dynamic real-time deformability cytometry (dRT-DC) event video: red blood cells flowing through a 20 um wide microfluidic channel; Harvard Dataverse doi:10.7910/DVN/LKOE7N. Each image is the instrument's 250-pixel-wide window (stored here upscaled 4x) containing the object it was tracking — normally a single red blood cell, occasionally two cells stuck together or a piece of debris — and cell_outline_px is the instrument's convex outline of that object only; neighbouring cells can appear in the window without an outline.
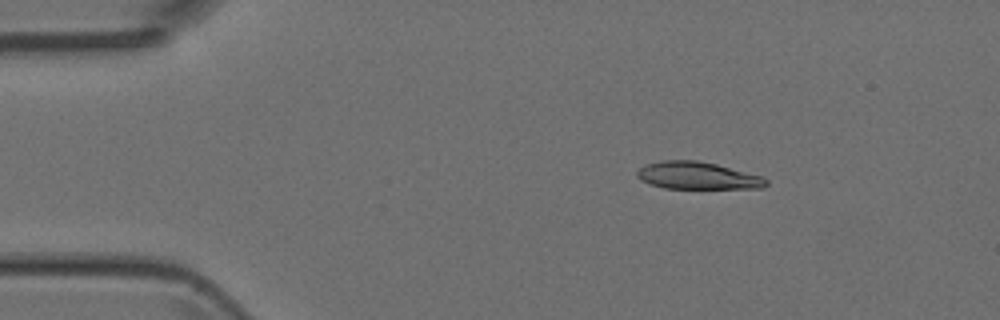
{"species": "Egyptian fruit bat (a non-hibernating species)", "species_latin": "Rousettus aegyptiacus", "temperature_condition": "room temperature", "stored_images_in_passage": 4, "camera_frame_rate_fps": 3000, "um_per_image_px": 0.085, "animal": {"sex": "female"}, "frame": {"image": 1, "passage_image": 3, "time_ms": 2.0, "image_size_px": [1000, 320], "cell_outline_px": [[768, 184], [764, 188], [664, 188], [640, 180], [636, 176], [636, 172], [644, 164], [660, 160], [696, 160], [716, 164], [760, 176], [768, 180]], "centroid_in_image_um": [59.25, 14.92], "position_along_channel_um": 25.8, "area_um2": 20.46}}